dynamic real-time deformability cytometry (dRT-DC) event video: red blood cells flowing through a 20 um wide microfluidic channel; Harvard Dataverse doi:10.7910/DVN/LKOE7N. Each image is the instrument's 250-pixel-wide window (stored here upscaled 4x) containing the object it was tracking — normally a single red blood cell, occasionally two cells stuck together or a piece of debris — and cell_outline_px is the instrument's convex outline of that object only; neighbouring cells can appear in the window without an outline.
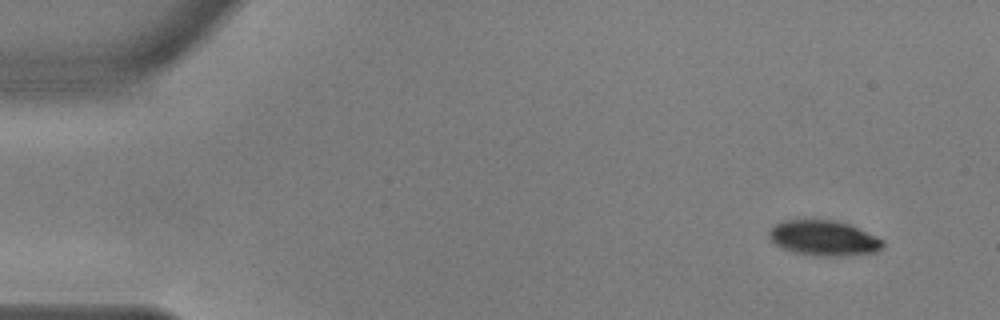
{"species": "common noctule bat (a hibernating species)", "species_latin": "Nyctalus noctula", "temperature_condition": "warm", "stored_images_in_passage": 52, "camera_frame_rate_fps": 3000, "um_per_image_px": 0.085, "animal": {"sex": "male", "body_mass_g": 17.9, "forearm_length_mm": 54.2}, "frame": {"image": 1, "passage_image": 1, "time_ms": 0.0, "image_size_px": [1000, 320], "cell_outline_px": [[884, 248], [876, 252], [836, 256], [820, 256], [792, 252], [776, 244], [768, 236], [768, 232], [776, 224], [784, 220], [836, 220], [852, 224], [884, 240]], "centroid_in_image_um": [70.06, 20.23], "position_along_channel_um": 14.9, "area_um2": 23.41}}
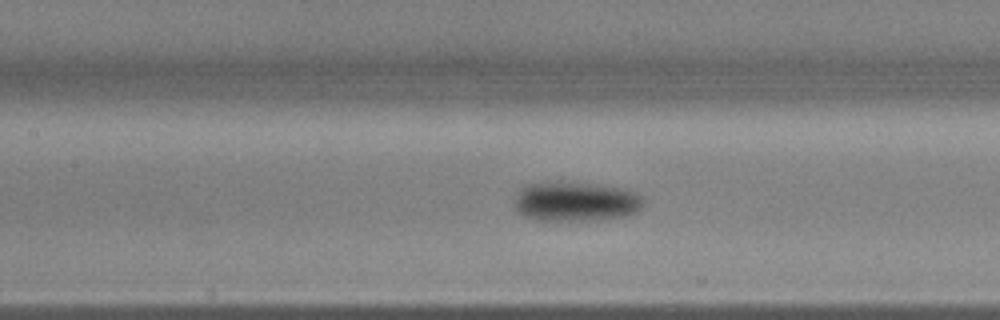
{"frame": {"image": 2, "passage_image": 22, "time_ms": 7.0, "image_size_px": [1000, 320], "cell_outline_px": [[644, 204], [636, 212], [624, 216], [588, 220], [532, 220], [524, 216], [516, 208], [516, 196], [520, 188], [528, 184], [544, 180], [560, 180], [620, 188], [632, 192], [640, 196]], "centroid_in_image_um": [48.86, 17.1], "position_along_channel_um": 158.5, "area_um2": 29.77}}
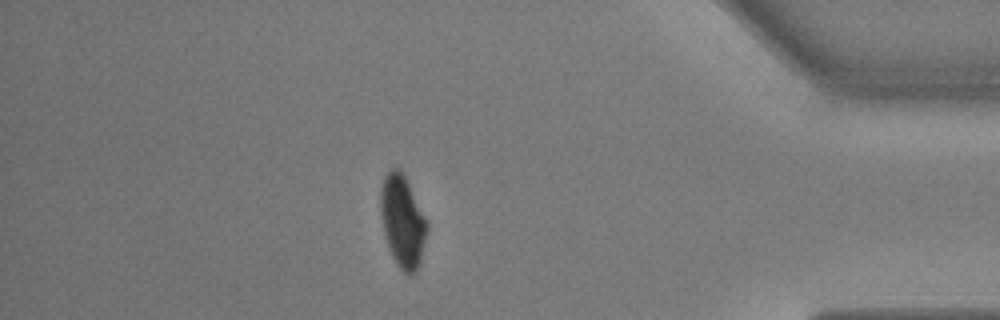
{"frame": {"image": 3, "passage_image": 45, "time_ms": 14.667, "image_size_px": [1000, 320], "cell_outline_px": [[428, 228], [420, 264], [416, 272], [412, 276], [408, 276], [396, 264], [388, 248], [384, 236], [380, 216], [380, 188], [384, 176], [392, 168], [400, 168], [428, 220]], "centroid_in_image_um": [34.21, 18.84], "position_along_channel_um": 401.0, "area_um2": 25.43}, "authors_computed_cell_mechanics": {"area_um2": 26.6169, "velocity_mm_per_s": 3.644, "shape_relaxation_time_tau1_ms": 3.5648, "shape_relaxation_time_tau2_ms": 2.5084, "deformation_change_tau1": 0.1536, "deformation_change_tau2": 0.048}}